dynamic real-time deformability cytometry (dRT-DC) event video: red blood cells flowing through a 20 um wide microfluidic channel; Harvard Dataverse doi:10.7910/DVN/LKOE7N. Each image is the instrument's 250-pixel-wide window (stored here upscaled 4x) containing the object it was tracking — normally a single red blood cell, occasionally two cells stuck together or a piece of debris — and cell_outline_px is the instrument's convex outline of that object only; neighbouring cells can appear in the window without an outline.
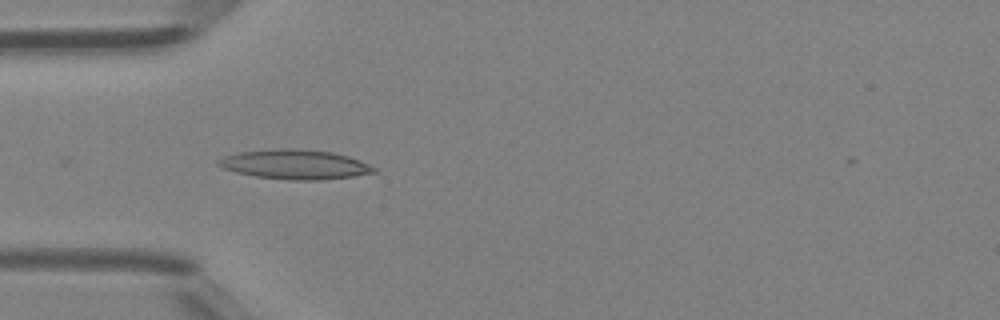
{"species": "Egyptian fruit bat (a non-hibernating species)", "species_latin": "Rousettus aegyptiacus", "temperature_condition": "room temperature", "stored_images_in_passage": 34, "camera_frame_rate_fps": 3000, "um_per_image_px": 0.085, "animal": {"sex": "female"}, "frame": {"image": 1, "passage_image": 1, "time_ms": 0.0, "image_size_px": [1000, 320], "cell_outline_px": [[376, 172], [352, 176], [320, 180], [288, 180], [256, 176], [236, 172], [224, 168], [216, 164], [216, 160], [224, 156], [240, 152], [272, 148], [300, 148], [332, 152], [348, 156], [360, 160], [376, 168]], "centroid_in_image_um": [25.05, 13.96], "position_along_channel_um": 59.9, "area_um2": 26.88}}
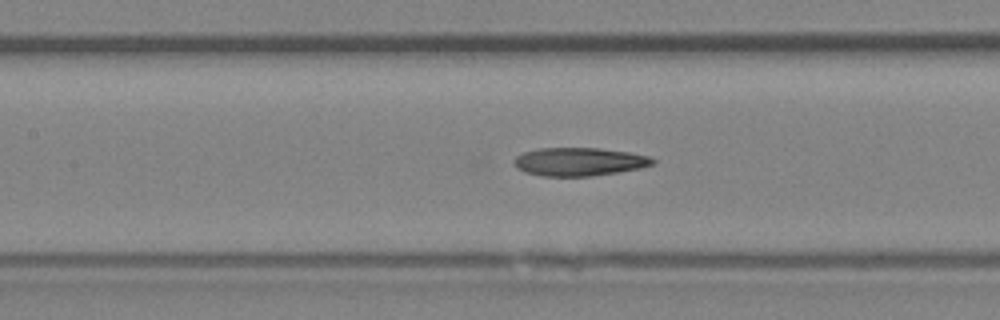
{"frame": {"image": 2, "passage_image": 8, "time_ms": 2.333, "image_size_px": [1000, 320], "cell_outline_px": [[656, 164], [640, 168], [592, 176], [544, 176], [524, 172], [516, 168], [516, 156], [524, 152], [540, 148], [600, 148], [632, 152], [652, 156], [656, 160]], "centroid_in_image_um": [49.31, 13.74], "position_along_channel_um": 158.1, "area_um2": 22.95}}
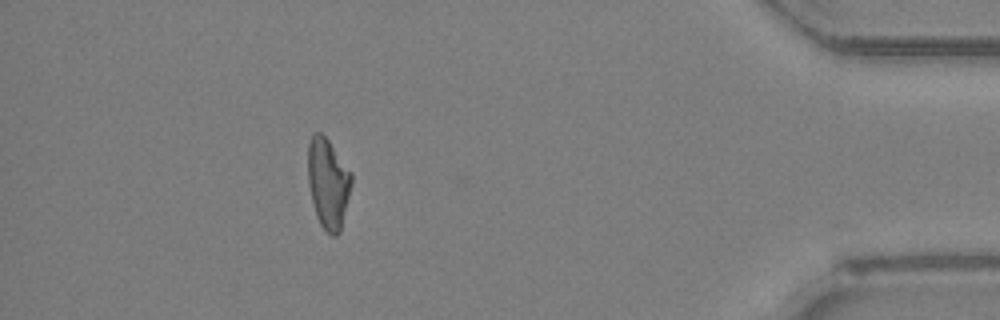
{"frame": {"image": 3, "passage_image": 29, "time_ms": 9.333, "image_size_px": [1000, 320], "cell_outline_px": [[352, 184], [340, 232], [336, 236], [332, 236], [320, 224], [316, 216], [308, 184], [308, 144], [312, 136], [316, 132], [320, 132], [328, 140], [352, 172]], "centroid_in_image_um": [27.89, 15.58], "position_along_channel_um": 407.3, "area_um2": 22.83}, "authors_computed_cell_mechanics": {"area_um2": 22.7732, "velocity_mm_per_s": 4.3259, "shape_relaxation_time_tau1_ms": 7.5105, "shape_relaxation_time_tau2_ms": 8.2705, "deformation_change_tau1": 0.2508, "deformation_change_tau2": 0.2356}}